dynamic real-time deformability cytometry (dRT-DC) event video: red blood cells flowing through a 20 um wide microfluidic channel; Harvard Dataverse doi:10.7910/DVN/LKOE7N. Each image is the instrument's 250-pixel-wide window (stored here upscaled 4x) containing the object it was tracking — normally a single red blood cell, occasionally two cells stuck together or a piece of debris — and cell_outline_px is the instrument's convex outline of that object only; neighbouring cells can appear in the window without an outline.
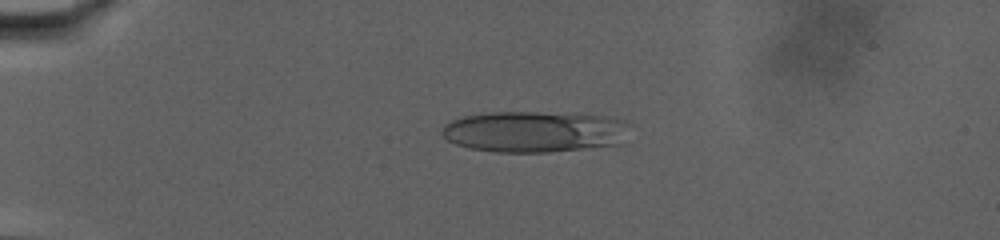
{"species": "human", "species_latin": "Homo sapiens", "temperature_condition": "warm", "stored_images_in_passage": 70, "camera_frame_rate_fps": 3000, "um_per_image_px": 0.085, "donor": {"sex": "male"}, "frame": {"image": 1, "passage_image": 15, "time_ms": 4.667, "image_size_px": [1000, 240], "cell_outline_px": [[632, 124], [624, 144], [548, 152], [496, 152], [468, 148], [456, 144], [448, 140], [440, 132], [444, 124], [452, 120], [464, 116], [488, 112], [536, 112], [604, 116], [628, 120]], "centroid_in_image_um": [45.49, 11.19], "position_along_channel_um": 39.5, "area_um2": 45.6}}
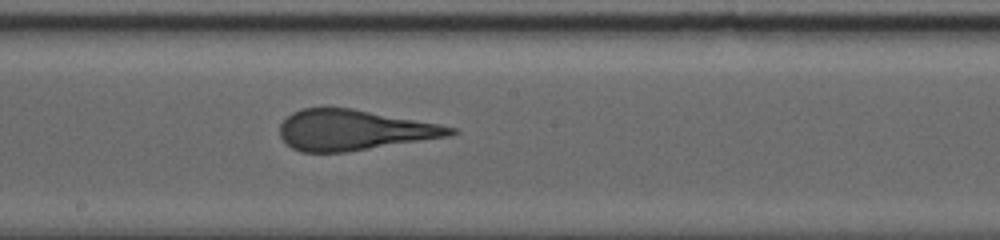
{"frame": {"image": 2, "passage_image": 39, "time_ms": 12.667, "image_size_px": [1000, 240], "cell_outline_px": [[460, 132], [448, 136], [344, 152], [300, 152], [292, 148], [280, 136], [280, 124], [292, 112], [300, 108], [352, 108], [440, 124], [456, 128]], "centroid_in_image_um": [30.06, 11.05], "position_along_channel_um": 218.1, "area_um2": 39.88}}
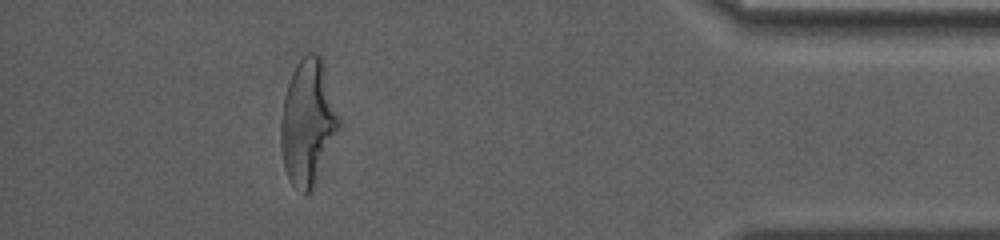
{"frame": {"image": 3, "passage_image": 63, "time_ms": 20.667, "image_size_px": [1000, 240], "cell_outline_px": [[340, 128], [312, 188], [304, 196], [292, 184], [284, 168], [280, 144], [280, 120], [284, 96], [292, 72], [296, 64], [308, 52], [316, 52], [320, 56], [340, 120]], "centroid_in_image_um": [26.14, 10.42], "position_along_channel_um": 409.1, "area_um2": 41.96}, "authors_computed_cell_mechanics": {"area_um2": 42.9165, "velocity_mm_per_s": 2.891, "shape_relaxation_time_tau1_ms": null, "shape_relaxation_time_tau2_ms": 1.1587, "deformation_change_tau1": null, "deformation_change_tau2": 0.1173}}